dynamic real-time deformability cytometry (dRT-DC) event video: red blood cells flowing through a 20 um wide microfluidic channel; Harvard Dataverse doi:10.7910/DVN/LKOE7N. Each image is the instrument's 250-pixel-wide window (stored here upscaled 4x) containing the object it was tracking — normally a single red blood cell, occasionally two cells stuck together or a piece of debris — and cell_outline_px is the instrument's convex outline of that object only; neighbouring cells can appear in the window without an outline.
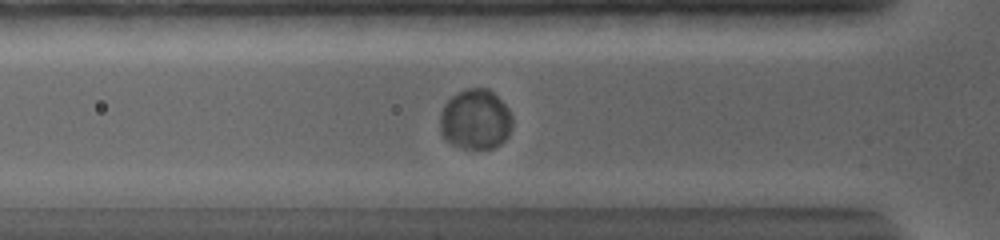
{"species": "common noctule bat (a hibernating species)", "species_latin": "Nyctalus noctula", "temperature_condition": "warm", "stored_images_in_passage": 37, "camera_frame_rate_fps": 5000, "um_per_image_px": 0.085, "animal": {"sex": "female", "body_mass_g": 19.0, "forearm_length_mm": 56.7}, "frame": {"image": 1, "passage_image": 6, "time_ms": 4.4, "image_size_px": [1000, 240], "cell_outline_px": [[512, 124], [508, 136], [500, 144], [492, 148], [464, 148], [452, 144], [440, 132], [440, 116], [444, 104], [452, 96], [464, 88], [488, 88], [508, 108], [512, 116]], "centroid_in_image_um": [40.41, 10.14], "position_along_channel_um": 85.4, "area_um2": 25.26}}
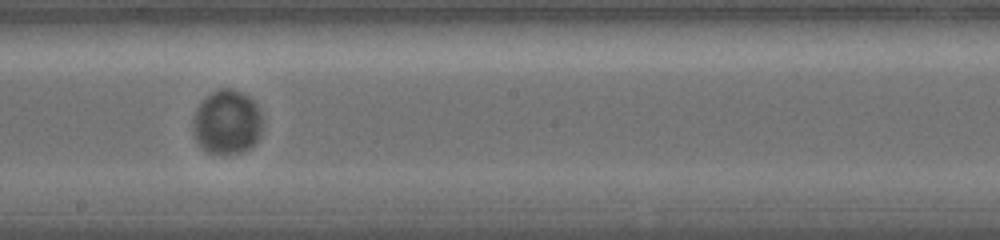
{"frame": {"image": 2, "passage_image": 15, "time_ms": 8.4, "image_size_px": [1000, 240], "cell_outline_px": [[264, 120], [260, 136], [248, 148], [240, 152], [208, 152], [196, 140], [192, 128], [192, 120], [196, 108], [212, 92], [220, 88], [232, 88], [248, 96], [256, 104]], "centroid_in_image_um": [19.31, 10.35], "position_along_channel_um": 228.9, "area_um2": 25.78}}
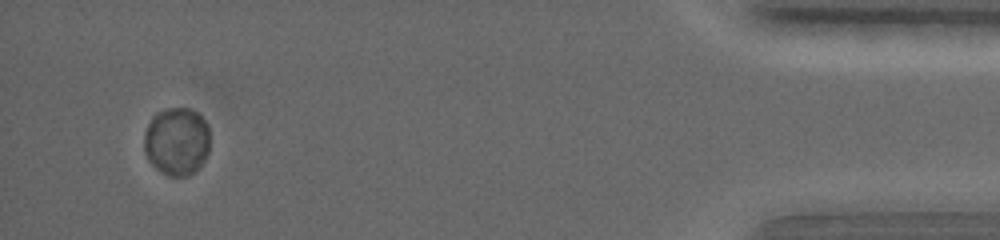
{"frame": {"image": 3, "passage_image": 33, "time_ms": 16.2, "image_size_px": [1000, 240], "cell_outline_px": [[208, 152], [204, 160], [188, 176], [168, 176], [156, 168], [148, 160], [144, 152], [144, 136], [148, 124], [152, 116], [156, 112], [168, 108], [188, 108], [196, 112], [208, 124]], "centroid_in_image_um": [15.0, 12.0], "position_along_channel_um": 420.2, "area_um2": 26.01}, "authors_computed_cell_mechanics": {"area_um2": 25.9522, "velocity_mm_per_s": 3.6007, "shape_relaxation_time_tau1_ms": 1.0585, "shape_relaxation_time_tau2_ms": null, "deformation_change_tau1": 0.0063, "deformation_change_tau2": null}}